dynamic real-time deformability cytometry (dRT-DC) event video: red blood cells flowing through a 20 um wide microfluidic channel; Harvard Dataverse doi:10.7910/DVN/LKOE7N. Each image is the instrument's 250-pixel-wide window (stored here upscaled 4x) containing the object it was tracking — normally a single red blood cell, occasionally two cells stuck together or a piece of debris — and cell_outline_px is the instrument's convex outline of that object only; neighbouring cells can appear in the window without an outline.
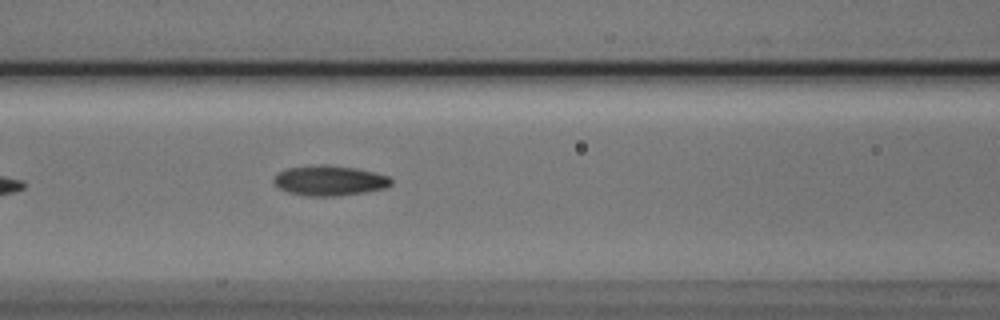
{"species": "Egyptian fruit bat (a non-hibernating species)", "species_latin": "Rousettus aegyptiacus", "temperature_condition": "cold", "stored_images_in_passage": 3, "camera_frame_rate_fps": 3000, "um_per_image_px": 0.085, "animal": {"sex": "male"}, "frame": {"image": 1, "passage_image": 3, "time_ms": 0.667, "image_size_px": [1000, 320], "cell_outline_px": [[392, 184], [384, 188], [364, 192], [332, 196], [304, 196], [288, 192], [280, 188], [272, 180], [280, 172], [288, 168], [352, 168], [372, 172], [388, 176], [392, 180]], "centroid_in_image_um": [28.03, 15.41], "position_along_channel_um": 138.6, "area_um2": 19.25}}